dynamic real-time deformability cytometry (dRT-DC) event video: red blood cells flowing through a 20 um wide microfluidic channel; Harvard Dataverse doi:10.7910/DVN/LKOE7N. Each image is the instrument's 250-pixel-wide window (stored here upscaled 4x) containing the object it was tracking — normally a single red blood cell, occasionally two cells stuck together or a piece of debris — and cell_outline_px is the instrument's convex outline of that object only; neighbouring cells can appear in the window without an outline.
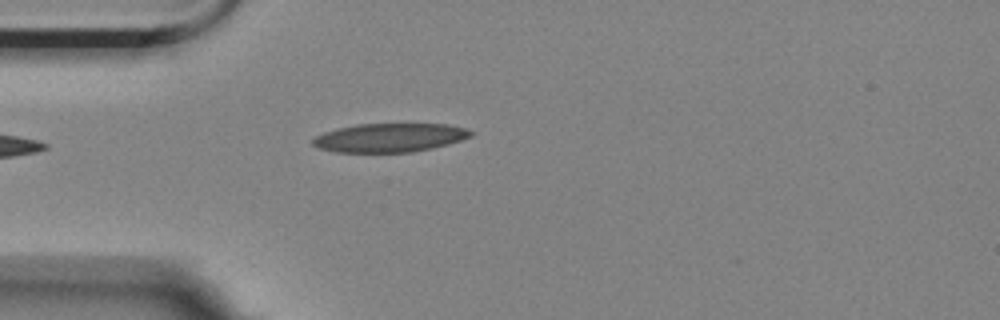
{"species": "Egyptian fruit bat (a non-hibernating species)", "species_latin": "Rousettus aegyptiacus", "temperature_condition": "room temperature", "stored_images_in_passage": 3, "camera_frame_rate_fps": 3000, "um_per_image_px": 0.085, "animal": {"sex": "female"}, "frame": {"image": 1, "passage_image": 3, "time_ms": 0.667, "image_size_px": [1000, 320], "cell_outline_px": [[472, 136], [448, 144], [432, 148], [412, 152], [336, 152], [320, 148], [312, 144], [312, 140], [316, 136], [324, 132], [356, 124], [448, 124], [464, 128], [472, 132]], "centroid_in_image_um": [33.12, 11.7], "position_along_channel_um": 51.9, "area_um2": 26.24}}